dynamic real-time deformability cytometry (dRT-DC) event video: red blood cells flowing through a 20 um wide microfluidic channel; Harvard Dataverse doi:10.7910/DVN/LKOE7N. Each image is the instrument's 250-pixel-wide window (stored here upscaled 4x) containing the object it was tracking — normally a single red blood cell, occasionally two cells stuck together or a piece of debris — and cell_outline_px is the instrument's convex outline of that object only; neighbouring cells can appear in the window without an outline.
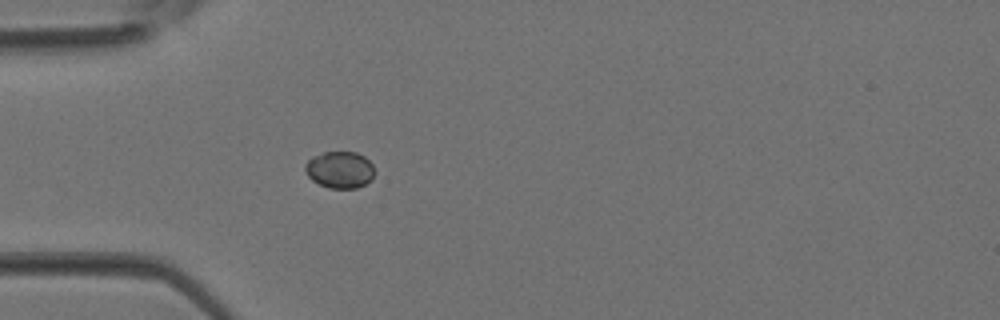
{"species": "Egyptian fruit bat (a non-hibernating species)", "species_latin": "Rousettus aegyptiacus", "temperature_condition": "room temperature", "stored_images_in_passage": 1, "camera_frame_rate_fps": 3000, "um_per_image_px": 0.085, "animal": {"sex": "female"}, "frame": {"image": 1, "passage_image": 1, "time_ms": 0.0, "image_size_px": [1000, 320], "cell_outline_px": [[372, 180], [356, 188], [328, 188], [312, 180], [308, 176], [304, 168], [304, 164], [312, 156], [324, 152], [356, 152], [364, 156], [372, 164]], "centroid_in_image_um": [28.85, 14.42], "position_along_channel_um": 56.2, "area_um2": 14.8}}